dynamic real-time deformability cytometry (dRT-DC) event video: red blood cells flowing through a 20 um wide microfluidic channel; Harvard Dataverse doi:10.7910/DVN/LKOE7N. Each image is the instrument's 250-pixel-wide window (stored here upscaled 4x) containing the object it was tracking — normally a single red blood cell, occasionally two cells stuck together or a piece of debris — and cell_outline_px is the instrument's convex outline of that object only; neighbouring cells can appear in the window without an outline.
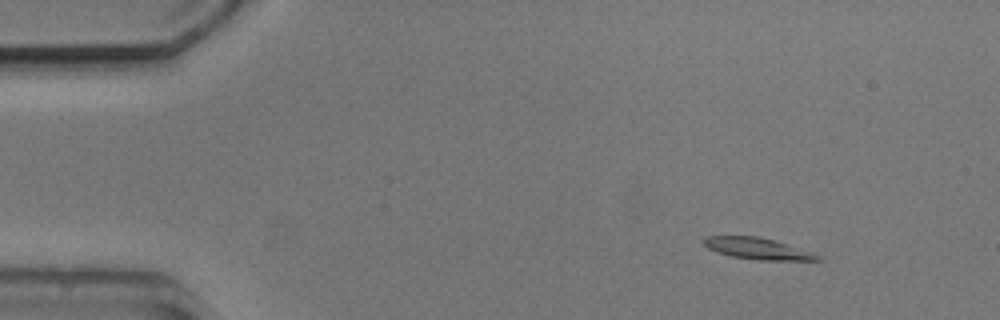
{"species": "common noctule bat (a hibernating species)", "species_latin": "Nyctalus noctula", "temperature_condition": "cold", "stored_images_in_passage": 4, "camera_frame_rate_fps": 3000, "um_per_image_px": 0.085, "animal": {"sex": "male", "body_mass_g": 20.5, "forearm_length_mm": 52.5}, "frame": {"image": 1, "passage_image": 1, "time_ms": 0.0, "image_size_px": [1000, 320], "cell_outline_px": [[824, 260], [756, 260], [732, 256], [716, 252], [708, 248], [700, 240], [704, 236], [760, 236], [824, 256]], "centroid_in_image_um": [64.37, 21.13], "position_along_channel_um": 20.6, "area_um2": 14.28}}
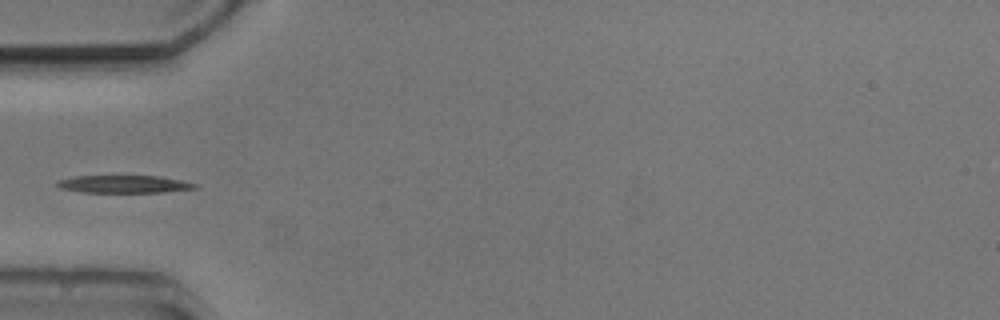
{"frame": {"image": 2, "passage_image": 4, "time_ms": 3.667, "image_size_px": [1000, 320], "cell_outline_px": [[200, 188], [164, 192], [80, 192], [60, 188], [56, 184], [60, 180], [76, 176], [160, 176], [200, 184]], "centroid_in_image_um": [10.62, 15.65], "position_along_channel_um": 74.4, "area_um2": 14.1}}